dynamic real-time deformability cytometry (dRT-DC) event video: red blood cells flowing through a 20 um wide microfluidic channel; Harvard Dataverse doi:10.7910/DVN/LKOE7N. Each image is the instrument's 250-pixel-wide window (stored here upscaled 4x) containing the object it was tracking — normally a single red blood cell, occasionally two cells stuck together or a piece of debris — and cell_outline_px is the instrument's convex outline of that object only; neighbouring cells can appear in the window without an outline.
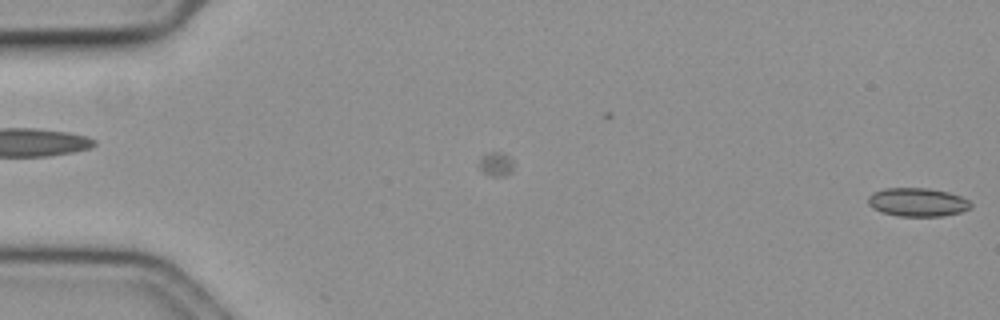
{"species": "common noctule bat (a hibernating species)", "species_latin": "Nyctalus noctula", "temperature_condition": "cold", "stored_images_in_passage": 18, "camera_frame_rate_fps": 3000, "um_per_image_px": 0.085, "animal": {"sex": "female", "body_mass_g": 19.3, "forearm_length_mm": 54.1}, "frame": {"image": 1, "passage_image": 18, "time_ms": 5.667, "image_size_px": [1000, 320], "cell_outline_px": [[972, 208], [960, 212], [944, 216], [896, 216], [880, 212], [872, 208], [868, 204], [868, 196], [872, 192], [884, 188], [928, 188], [948, 192], [960, 196], [968, 200], [972, 204]], "centroid_in_image_um": [77.96, 17.19], "position_along_channel_um": 7.0, "area_um2": 17.28}}